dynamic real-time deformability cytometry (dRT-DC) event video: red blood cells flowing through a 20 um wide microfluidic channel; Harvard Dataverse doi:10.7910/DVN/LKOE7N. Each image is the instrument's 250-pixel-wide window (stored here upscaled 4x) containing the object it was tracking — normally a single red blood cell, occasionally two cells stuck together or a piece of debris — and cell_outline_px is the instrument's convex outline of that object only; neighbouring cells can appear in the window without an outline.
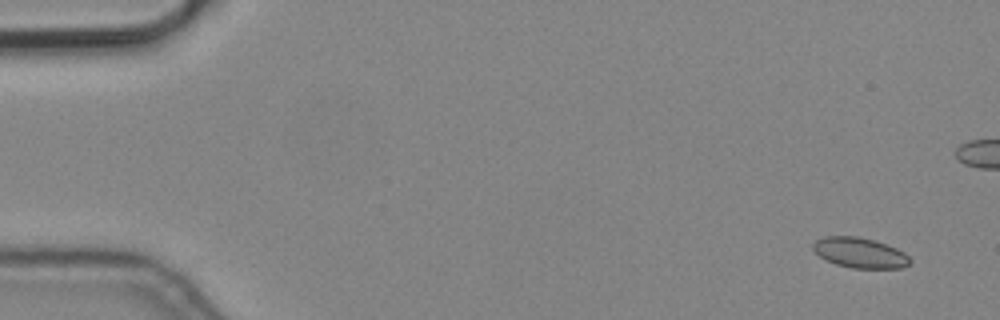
{"species": "common noctule bat (a hibernating species)", "species_latin": "Nyctalus noctula", "temperature_condition": "cold", "stored_images_in_passage": 6, "camera_frame_rate_fps": 3000, "um_per_image_px": 0.085, "animal": {"sex": "male", "body_mass_g": 19.2, "forearm_length_mm": 51.8}, "frame": {"image": 1, "passage_image": 1, "time_ms": 0.0, "image_size_px": [1000, 320], "cell_outline_px": [[912, 260], [908, 264], [900, 268], [852, 268], [836, 264], [820, 256], [812, 248], [812, 244], [816, 240], [824, 236], [856, 236], [872, 240], [896, 248], [904, 252]], "centroid_in_image_um": [73.08, 21.48], "position_along_channel_um": 11.9, "area_um2": 16.88}}